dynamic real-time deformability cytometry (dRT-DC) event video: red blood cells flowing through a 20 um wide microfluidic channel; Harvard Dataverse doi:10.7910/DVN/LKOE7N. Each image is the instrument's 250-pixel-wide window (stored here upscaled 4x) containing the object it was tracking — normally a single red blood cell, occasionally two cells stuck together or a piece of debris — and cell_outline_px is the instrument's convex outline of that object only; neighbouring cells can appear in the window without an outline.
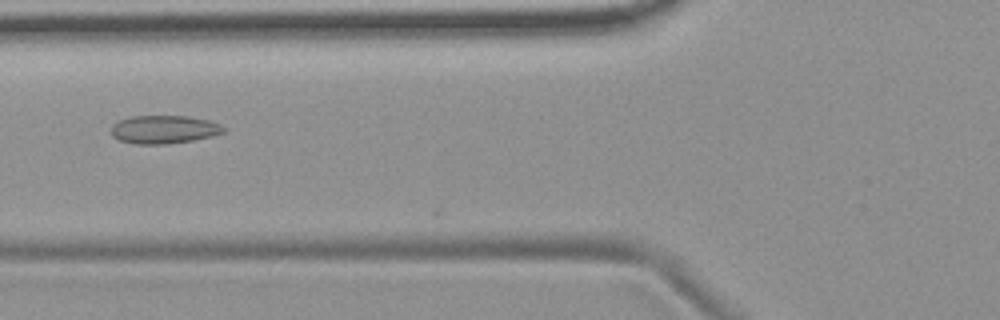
{"species": "common noctule bat (a hibernating species)", "species_latin": "Nyctalus noctula", "temperature_condition": "room temperature", "stored_images_in_passage": 3, "camera_frame_rate_fps": 3000, "um_per_image_px": 0.085, "animal": {"sex": "female", "body_mass_g": 19.9}, "frame": {"image": 1, "passage_image": 2, "time_ms": 0.333, "image_size_px": [1000, 320], "cell_outline_px": [[228, 128], [224, 132], [212, 136], [192, 140], [164, 144], [136, 144], [120, 140], [112, 136], [112, 124], [120, 120], [132, 116], [188, 116], [208, 120], [220, 124]], "centroid_in_image_um": [13.96, 11.0], "position_along_channel_um": 111.8, "area_um2": 18.44}}